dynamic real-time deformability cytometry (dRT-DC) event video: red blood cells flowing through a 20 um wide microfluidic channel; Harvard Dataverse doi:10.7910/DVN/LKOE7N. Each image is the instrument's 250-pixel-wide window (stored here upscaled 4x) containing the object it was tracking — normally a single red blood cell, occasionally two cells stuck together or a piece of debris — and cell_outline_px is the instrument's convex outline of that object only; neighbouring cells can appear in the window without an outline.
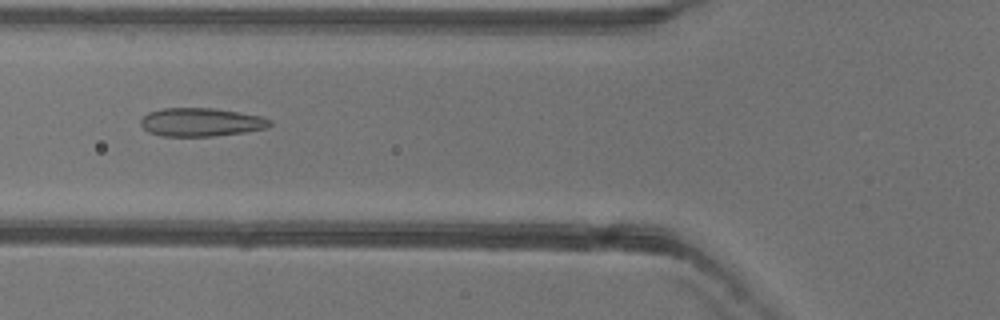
{"species": "common noctule bat (a hibernating species)", "species_latin": "Nyctalus noctula", "temperature_condition": "warm", "stored_images_in_passage": 41, "camera_frame_rate_fps": 3000, "um_per_image_px": 0.085, "animal": {"sex": "female"}, "frame": {"image": 1, "passage_image": 14, "time_ms": 4.333, "image_size_px": [1000, 320], "cell_outline_px": [[272, 124], [268, 128], [244, 132], [212, 136], [160, 136], [148, 132], [140, 124], [140, 120], [148, 112], [164, 108], [212, 108], [260, 116], [272, 120]], "centroid_in_image_um": [17.07, 10.39], "position_along_channel_um": 108.7, "area_um2": 21.33}}
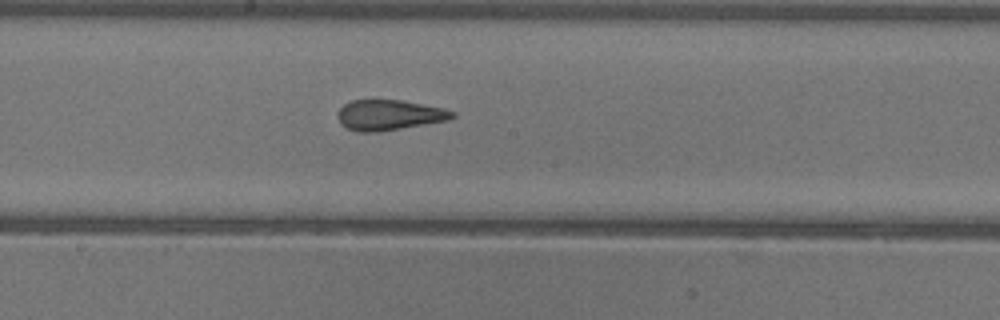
{"frame": {"image": 2, "passage_image": 22, "time_ms": 7.0, "image_size_px": [1000, 320], "cell_outline_px": [[456, 116], [448, 120], [376, 132], [360, 132], [348, 128], [340, 124], [336, 116], [340, 108], [344, 104], [352, 100], [400, 100], [444, 108], [456, 112]], "centroid_in_image_um": [33.07, 9.77], "position_along_channel_um": 215.1, "area_um2": 20.17}}
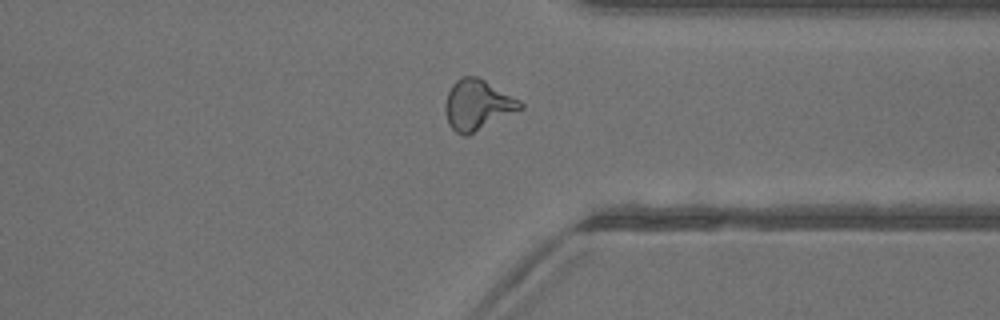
{"frame": {"image": 3, "passage_image": 34, "time_ms": 11.0, "image_size_px": [1000, 320], "cell_outline_px": [[524, 108], [468, 136], [464, 136], [456, 132], [448, 124], [444, 112], [444, 104], [448, 92], [452, 84], [460, 76], [476, 76], [484, 80], [520, 100], [524, 104]], "centroid_in_image_um": [40.57, 8.93], "position_along_channel_um": 370.8, "area_um2": 22.2}}